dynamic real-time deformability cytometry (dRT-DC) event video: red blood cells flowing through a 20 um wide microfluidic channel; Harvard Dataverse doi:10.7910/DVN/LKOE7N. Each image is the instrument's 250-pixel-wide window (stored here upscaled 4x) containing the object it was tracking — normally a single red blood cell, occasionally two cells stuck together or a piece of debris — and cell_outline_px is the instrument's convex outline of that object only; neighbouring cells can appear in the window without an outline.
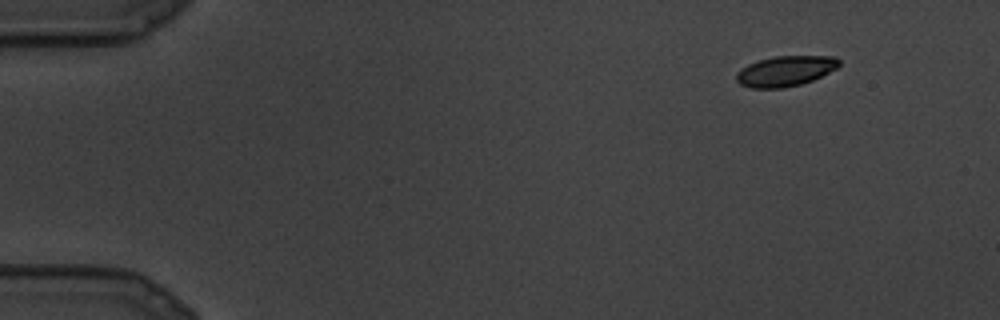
{"species": "common noctule bat (a hibernating species)", "species_latin": "Nyctalus noctula", "temperature_condition": "cold", "stored_images_in_passage": 8, "camera_frame_rate_fps": 3000, "um_per_image_px": 0.085, "animal": {"sex": "male", "body_mass_g": 19.5, "forearm_length_mm": 54.6}, "frame": {"image": 1, "passage_image": 1, "time_ms": 0.0, "image_size_px": [1000, 320], "cell_outline_px": [[840, 64], [836, 68], [812, 80], [800, 84], [784, 88], [752, 88], [740, 84], [736, 80], [736, 72], [748, 64], [760, 60], [776, 56], [836, 56], [840, 60]], "centroid_in_image_um": [66.75, 6.04], "position_along_channel_um": 18.3, "area_um2": 18.03}}
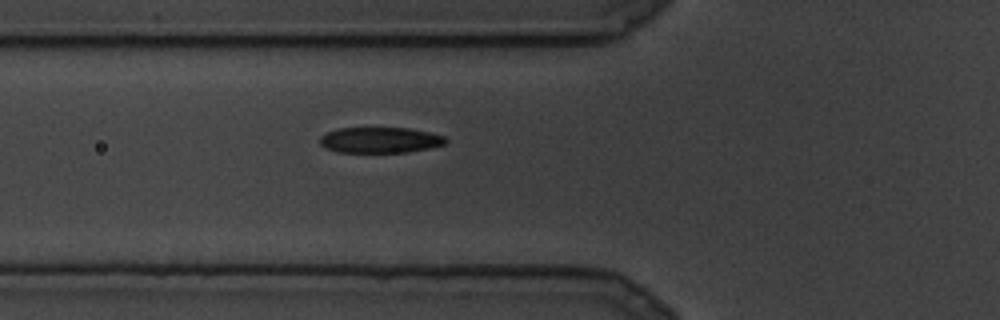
{"frame": {"image": 2, "passage_image": 8, "time_ms": 2.333, "image_size_px": [1000, 320], "cell_outline_px": [[448, 140], [444, 144], [432, 148], [408, 152], [336, 152], [324, 148], [320, 144], [320, 136], [328, 132], [340, 128], [408, 128], [428, 132], [444, 136]], "centroid_in_image_um": [32.3, 11.91], "position_along_channel_um": 93.5, "area_um2": 18.9}}